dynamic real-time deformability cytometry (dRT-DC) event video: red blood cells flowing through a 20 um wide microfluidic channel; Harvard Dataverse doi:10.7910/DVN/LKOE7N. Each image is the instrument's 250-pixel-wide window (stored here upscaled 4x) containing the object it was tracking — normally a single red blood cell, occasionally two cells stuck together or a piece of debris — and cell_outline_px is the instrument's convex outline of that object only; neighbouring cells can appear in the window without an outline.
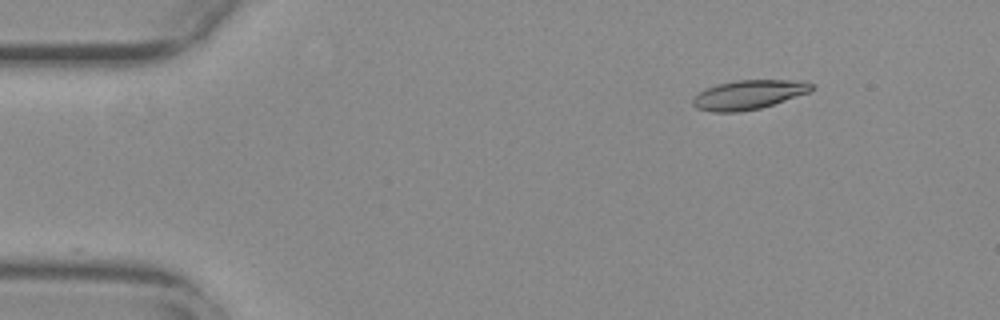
{"species": "common noctule bat (a hibernating species)", "species_latin": "Nyctalus noctula", "temperature_condition": "warm", "stored_images_in_passage": 49, "camera_frame_rate_fps": 3000, "um_per_image_px": 0.085, "animal": {"sex": "female", "body_mass_g": 29.2, "forearm_length_mm": 56.3}, "frame": {"image": 1, "passage_image": 1, "time_ms": 0.0, "image_size_px": [1000, 320], "cell_outline_px": [[816, 84], [808, 92], [760, 108], [740, 112], [712, 112], [696, 108], [692, 104], [692, 96], [696, 92], [704, 88], [716, 84], [736, 80], [800, 80]], "centroid_in_image_um": [63.55, 8.04], "position_along_channel_um": 21.5, "area_um2": 20.4}}
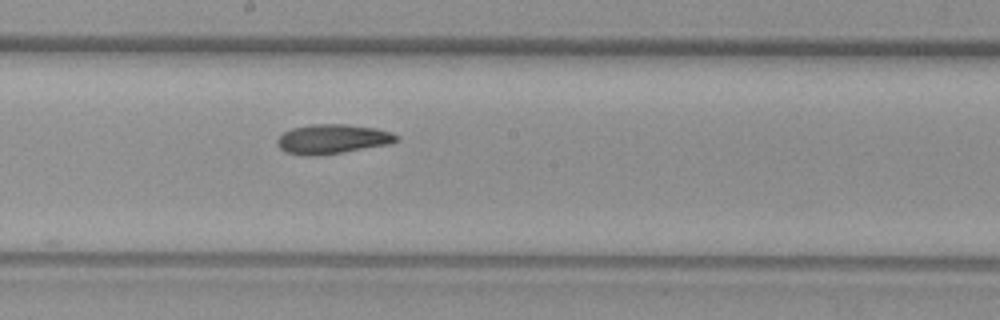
{"frame": {"image": 2, "passage_image": 24, "time_ms": 7.667, "image_size_px": [1000, 320], "cell_outline_px": [[400, 140], [388, 144], [316, 156], [304, 156], [284, 152], [276, 144], [276, 140], [284, 132], [292, 128], [308, 124], [348, 124], [376, 128], [392, 132], [400, 136]], "centroid_in_image_um": [28.24, 11.81], "position_along_channel_um": 220.0, "area_um2": 20.63}}
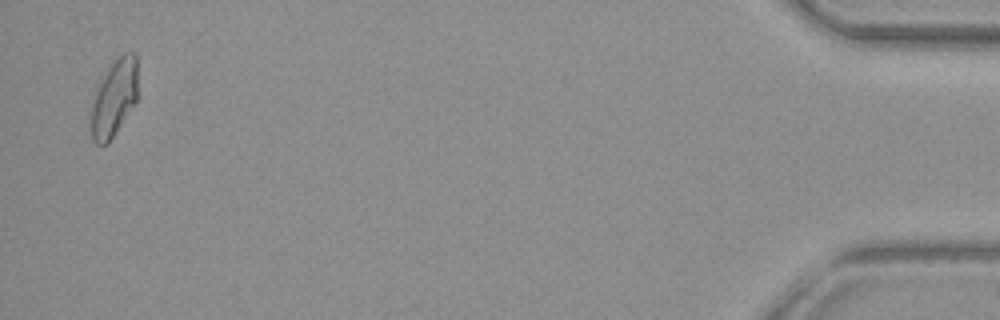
{"frame": {"image": 3, "passage_image": 48, "time_ms": 15.667, "image_size_px": [1000, 320], "cell_outline_px": [[136, 100], [108, 144], [96, 144], [92, 140], [92, 108], [96, 88], [108, 64], [124, 52], [136, 52]], "centroid_in_image_um": [9.69, 8.27], "position_along_channel_um": 425.5, "area_um2": 20.63}, "authors_computed_cell_mechanics": {"area_um2": 20.4034, "velocity_mm_per_s": 3.7394, "shape_relaxation_time_tau1_ms": null, "shape_relaxation_time_tau2_ms": 4.671, "deformation_change_tau1": null, "deformation_change_tau2": 0.1182}}